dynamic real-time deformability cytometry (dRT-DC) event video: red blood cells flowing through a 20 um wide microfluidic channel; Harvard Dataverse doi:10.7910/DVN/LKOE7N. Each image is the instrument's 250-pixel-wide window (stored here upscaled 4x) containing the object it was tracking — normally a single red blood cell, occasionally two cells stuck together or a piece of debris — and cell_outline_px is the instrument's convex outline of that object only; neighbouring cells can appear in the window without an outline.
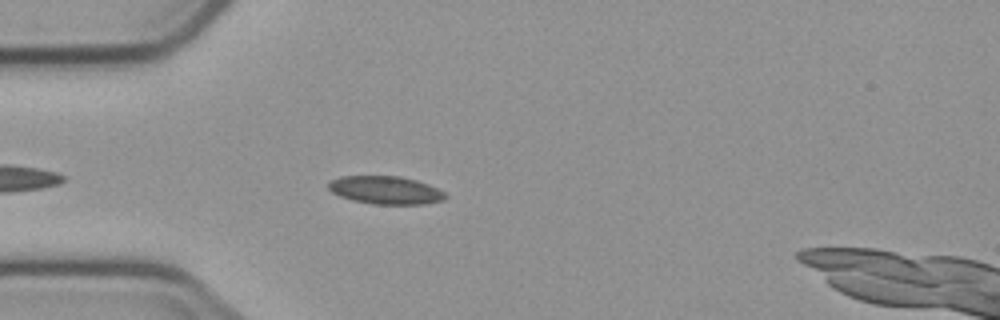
{"species": "common noctule bat (a hibernating species)", "species_latin": "Nyctalus noctula", "temperature_condition": "cold", "stored_images_in_passage": 5, "camera_frame_rate_fps": 3000, "um_per_image_px": 0.085, "animal": {"sex": "male", "body_mass_g": 23.1, "forearm_length_mm": 52.7}, "frame": {"image": 1, "passage_image": 5, "time_ms": 4.667, "image_size_px": [1000, 320], "cell_outline_px": [[448, 196], [444, 200], [424, 204], [372, 204], [352, 200], [340, 196], [332, 192], [328, 188], [328, 184], [332, 180], [340, 176], [400, 176], [416, 180], [428, 184], [444, 192]], "centroid_in_image_um": [32.78, 16.16], "position_along_channel_um": 52.2, "area_um2": 19.07}}